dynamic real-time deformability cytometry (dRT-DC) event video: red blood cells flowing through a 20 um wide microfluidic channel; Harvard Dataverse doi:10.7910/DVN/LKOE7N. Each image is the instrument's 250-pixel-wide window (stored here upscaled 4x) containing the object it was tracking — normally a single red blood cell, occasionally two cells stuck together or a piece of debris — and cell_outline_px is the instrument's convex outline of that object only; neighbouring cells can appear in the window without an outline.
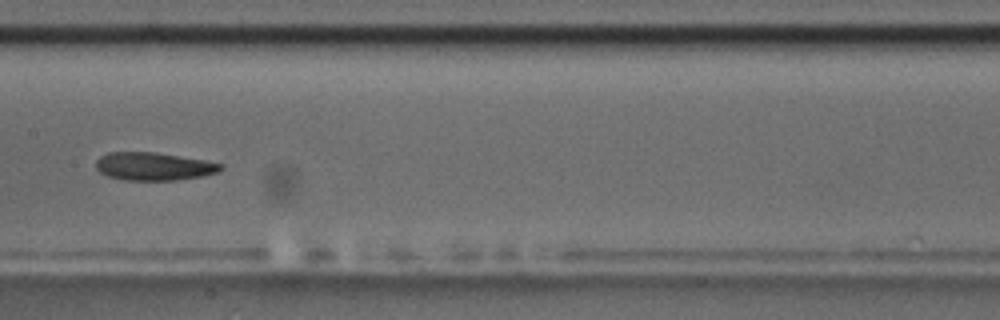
{"species": "common noctule bat (a hibernating species)", "species_latin": "Nyctalus noctula", "temperature_condition": "room temperature", "stored_images_in_passage": 9, "camera_frame_rate_fps": 3000, "um_per_image_px": 0.085, "animal": {"sex": "male", "body_mass_g": 17.5, "forearm_length_mm": 52.3}, "frame": {"image": 1, "passage_image": 7, "time_ms": 7.0, "image_size_px": [1000, 320], "cell_outline_px": [[224, 168], [220, 172], [200, 176], [176, 180], [124, 180], [108, 176], [100, 172], [96, 168], [96, 160], [100, 156], [108, 152], [156, 152], [204, 160], [224, 164]], "centroid_in_image_um": [13.08, 14.14], "position_along_channel_um": 194.3, "area_um2": 20.4}}
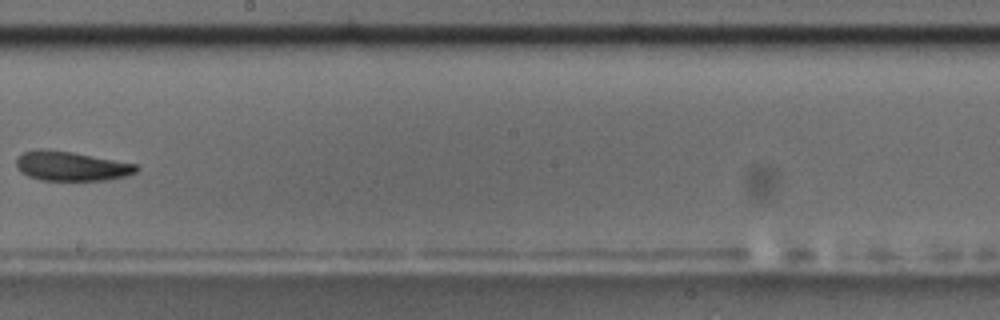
{"frame": {"image": 2, "passage_image": 8, "time_ms": 8.333, "image_size_px": [1000, 320], "cell_outline_px": [[140, 168], [136, 172], [124, 176], [104, 180], [40, 180], [28, 176], [20, 172], [16, 168], [16, 160], [24, 152], [40, 148], [72, 152], [136, 164]], "centroid_in_image_um": [6.02, 14.12], "position_along_channel_um": 242.2, "area_um2": 20.46}}